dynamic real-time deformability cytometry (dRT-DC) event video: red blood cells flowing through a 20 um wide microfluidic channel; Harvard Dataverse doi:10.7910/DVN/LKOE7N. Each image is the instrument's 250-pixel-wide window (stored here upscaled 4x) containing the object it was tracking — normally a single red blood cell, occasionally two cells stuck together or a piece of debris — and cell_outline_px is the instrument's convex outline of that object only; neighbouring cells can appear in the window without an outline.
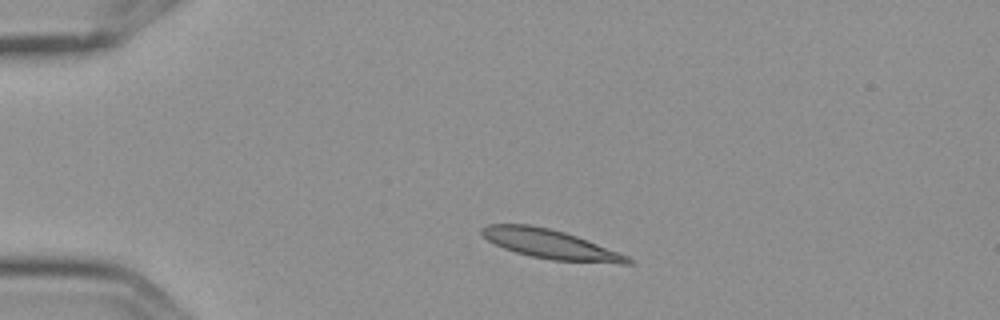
{"species": "Egyptian fruit bat (a non-hibernating species)", "species_latin": "Rousettus aegyptiacus", "temperature_condition": "cold", "stored_images_in_passage": 2, "camera_frame_rate_fps": 3000, "um_per_image_px": 0.085, "frame": {"image": 1, "passage_image": 1, "time_ms": 0.0, "image_size_px": [1000, 320], "cell_outline_px": [[636, 264], [620, 264], [552, 260], [532, 256], [516, 252], [504, 248], [488, 240], [480, 232], [480, 228], [488, 224], [528, 224], [548, 228], [564, 232], [576, 236], [628, 256], [636, 260]], "centroid_in_image_um": [46.82, 20.77], "position_along_channel_um": 38.2, "area_um2": 24.74}}